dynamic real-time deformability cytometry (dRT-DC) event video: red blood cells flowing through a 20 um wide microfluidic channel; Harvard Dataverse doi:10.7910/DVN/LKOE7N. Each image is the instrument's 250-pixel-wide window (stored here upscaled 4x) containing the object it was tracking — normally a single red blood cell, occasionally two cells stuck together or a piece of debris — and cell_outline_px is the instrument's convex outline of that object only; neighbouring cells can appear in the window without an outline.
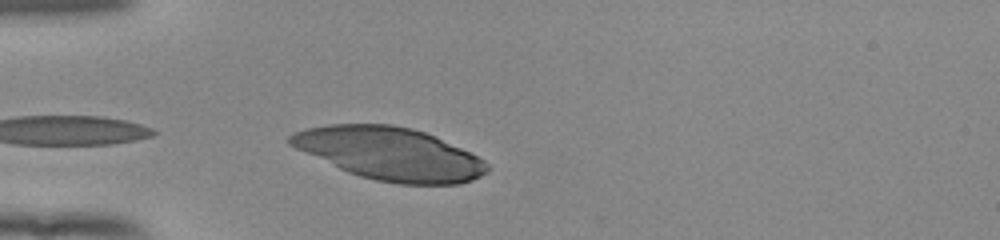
{"species": "human", "species_latin": "Homo sapiens", "temperature_condition": "room temperature", "stored_images_in_passage": 34, "segment_of_instrument_passage": [1, 2], "camera_frame_rate_fps": 3000, "um_per_image_px": 0.085, "donor": {"sex": "female"}, "frame": {"image": 1, "passage_image": 1, "time_ms": 0.0, "image_size_px": [1000, 240], "cell_outline_px": [[492, 168], [488, 172], [472, 180], [460, 184], [400, 184], [376, 180], [360, 176], [348, 172], [296, 148], [288, 144], [288, 136], [292, 132], [308, 128], [328, 124], [392, 124], [412, 128], [436, 136], [484, 160]], "centroid_in_image_um": [33.14, 13.06], "position_along_channel_um": 51.9, "area_um2": 60.23}}